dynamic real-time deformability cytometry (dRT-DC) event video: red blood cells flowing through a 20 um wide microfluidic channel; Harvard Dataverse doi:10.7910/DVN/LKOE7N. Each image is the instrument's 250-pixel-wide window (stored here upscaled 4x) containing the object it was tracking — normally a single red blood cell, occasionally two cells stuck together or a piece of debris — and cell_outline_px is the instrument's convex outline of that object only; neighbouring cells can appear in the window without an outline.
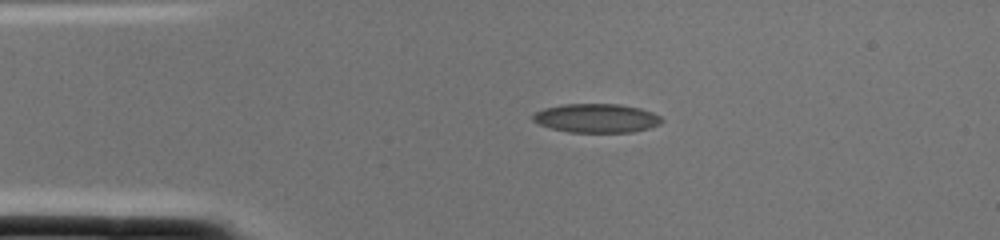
{"species": "common noctule bat (a hibernating species)", "species_latin": "Nyctalus noctula", "temperature_condition": "cold", "stored_images_in_passage": 1, "camera_frame_rate_fps": 3000, "um_per_image_px": 0.085, "animal": {"sex": "female", "body_mass_g": 22.0, "forearm_length_mm": 56.7}, "frame": {"image": 1, "passage_image": 1, "time_ms": 0.0, "image_size_px": [1000, 240], "cell_outline_px": [[664, 120], [660, 124], [648, 128], [632, 132], [568, 132], [552, 128], [540, 124], [532, 120], [532, 116], [536, 112], [544, 108], [564, 104], [620, 104], [640, 108], [652, 112], [660, 116]], "centroid_in_image_um": [50.72, 10.04], "position_along_channel_um": 34.3, "area_um2": 21.62}}